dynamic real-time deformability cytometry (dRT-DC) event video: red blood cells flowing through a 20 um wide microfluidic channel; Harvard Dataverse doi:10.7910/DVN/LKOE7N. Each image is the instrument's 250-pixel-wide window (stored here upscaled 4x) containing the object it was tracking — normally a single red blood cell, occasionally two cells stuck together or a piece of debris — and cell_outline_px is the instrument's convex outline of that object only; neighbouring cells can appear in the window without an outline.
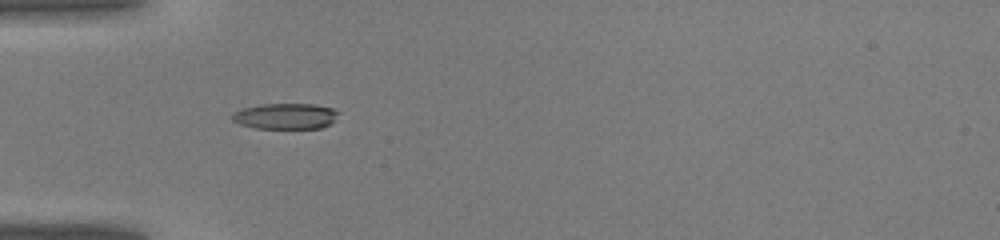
{"species": "common noctule bat (a hibernating species)", "species_latin": "Nyctalus noctula", "temperature_condition": "warm", "stored_images_in_passage": 30, "camera_frame_rate_fps": 3000, "um_per_image_px": 0.085, "animal": {"sex": "male", "body_mass_g": 19.0, "forearm_length_mm": 50.8}, "frame": {"image": 1, "passage_image": 1, "time_ms": 0.0, "image_size_px": [1000, 240], "cell_outline_px": [[340, 112], [328, 124], [320, 128], [256, 128], [240, 124], [232, 120], [232, 116], [240, 108], [260, 104], [312, 104], [332, 108]], "centroid_in_image_um": [24.23, 9.86], "position_along_channel_um": 60.8, "area_um2": 15.78}}
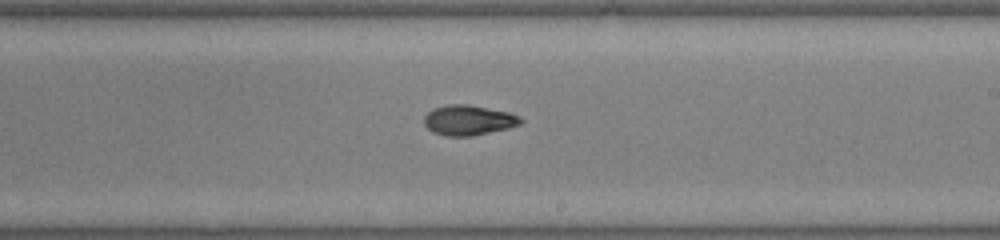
{"frame": {"image": 2, "passage_image": 13, "time_ms": 4.0, "image_size_px": [1000, 240], "cell_outline_px": [[524, 120], [520, 124], [508, 128], [472, 136], [444, 136], [432, 132], [424, 124], [424, 116], [428, 112], [436, 108], [448, 104], [468, 104], [508, 112], [520, 116]], "centroid_in_image_um": [39.82, 10.22], "position_along_channel_um": 249.2, "area_um2": 16.94}}
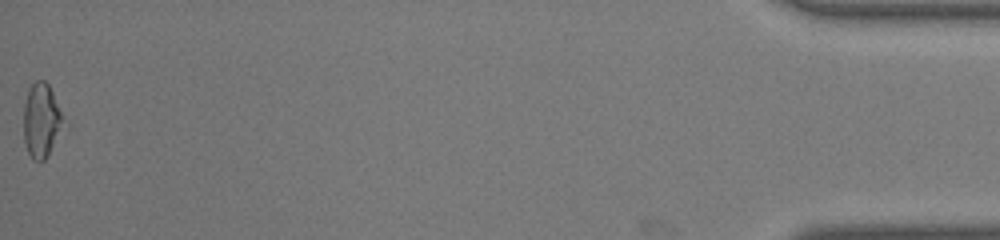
{"frame": {"image": 3, "passage_image": 30, "time_ms": 9.667, "image_size_px": [1000, 240], "cell_outline_px": [[64, 124], [44, 160], [32, 160], [28, 152], [24, 140], [24, 104], [28, 88], [36, 80], [44, 80], [48, 84], [52, 92], [64, 120]], "centroid_in_image_um": [3.49, 10.21], "position_along_channel_um": 431.7, "area_um2": 16.76}}